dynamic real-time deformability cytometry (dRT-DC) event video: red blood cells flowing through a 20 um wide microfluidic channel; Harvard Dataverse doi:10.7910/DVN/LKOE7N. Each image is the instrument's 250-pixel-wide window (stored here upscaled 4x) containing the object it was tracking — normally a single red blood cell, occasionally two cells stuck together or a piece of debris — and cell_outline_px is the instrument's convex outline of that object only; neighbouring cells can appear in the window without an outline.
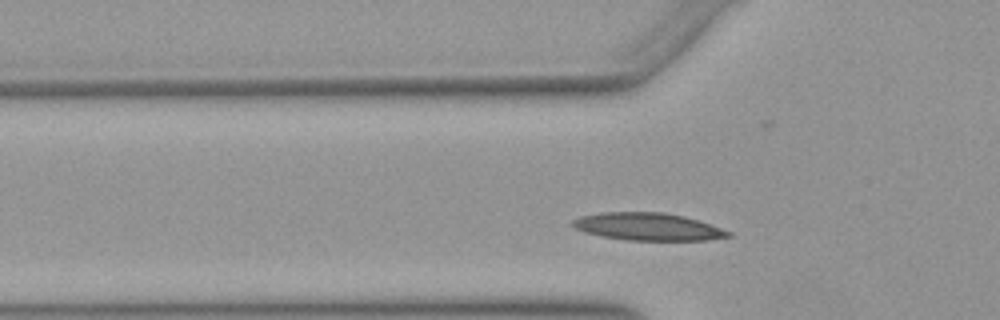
{"species": "Egyptian fruit bat (a non-hibernating species)", "species_latin": "Rousettus aegyptiacus", "temperature_condition": "warm", "stored_images_in_passage": 28, "camera_frame_rate_fps": 3000, "um_per_image_px": 0.085, "animal": {"sex": "female"}, "frame": {"image": 1, "passage_image": 3, "time_ms": 0.667, "image_size_px": [1000, 320], "cell_outline_px": [[732, 236], [708, 240], [624, 240], [600, 236], [584, 232], [576, 228], [572, 224], [572, 220], [580, 216], [600, 212], [664, 212], [684, 216], [732, 232]], "centroid_in_image_um": [55.04, 19.27], "position_along_channel_um": 70.8, "area_um2": 24.91}}
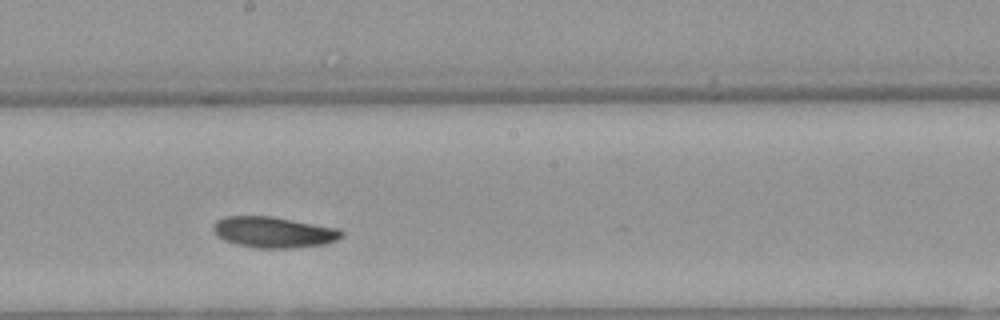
{"frame": {"image": 2, "passage_image": 15, "time_ms": 4.667, "image_size_px": [1000, 320], "cell_outline_px": [[344, 232], [336, 240], [324, 244], [292, 248], [260, 248], [236, 244], [224, 240], [216, 236], [212, 228], [212, 224], [216, 220], [224, 216], [272, 216], [336, 228]], "centroid_in_image_um": [23.19, 19.73], "position_along_channel_um": 225.0, "area_um2": 23.06}}
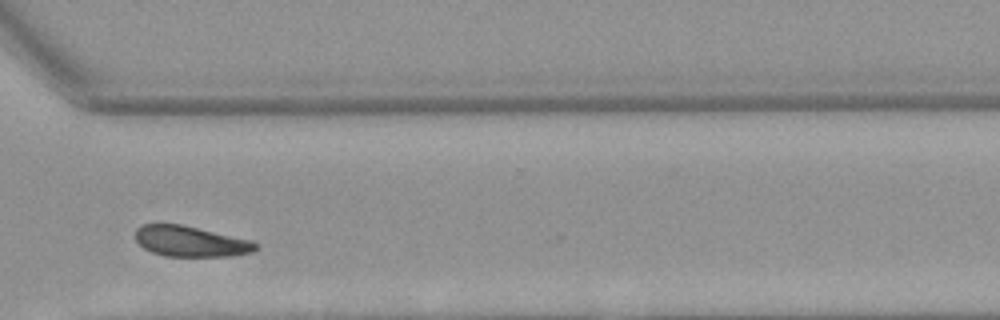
{"frame": {"image": 3, "passage_image": 25, "time_ms": 8.0, "image_size_px": [1000, 320], "cell_outline_px": [[256, 248], [252, 252], [232, 256], [164, 256], [152, 252], [144, 248], [136, 240], [136, 228], [140, 224], [180, 224], [248, 240], [256, 244]], "centroid_in_image_um": [16.13, 20.52], "position_along_channel_um": 354.5, "area_um2": 21.04}, "authors_computed_cell_mechanics": {"area_um2": 22.831, "velocity_mm_per_s": 3.8703, "shape_relaxation_time_tau1_ms": 4.1305, "shape_relaxation_time_tau2_ms": null, "deformation_change_tau1": 0.1095, "deformation_change_tau2": null}}